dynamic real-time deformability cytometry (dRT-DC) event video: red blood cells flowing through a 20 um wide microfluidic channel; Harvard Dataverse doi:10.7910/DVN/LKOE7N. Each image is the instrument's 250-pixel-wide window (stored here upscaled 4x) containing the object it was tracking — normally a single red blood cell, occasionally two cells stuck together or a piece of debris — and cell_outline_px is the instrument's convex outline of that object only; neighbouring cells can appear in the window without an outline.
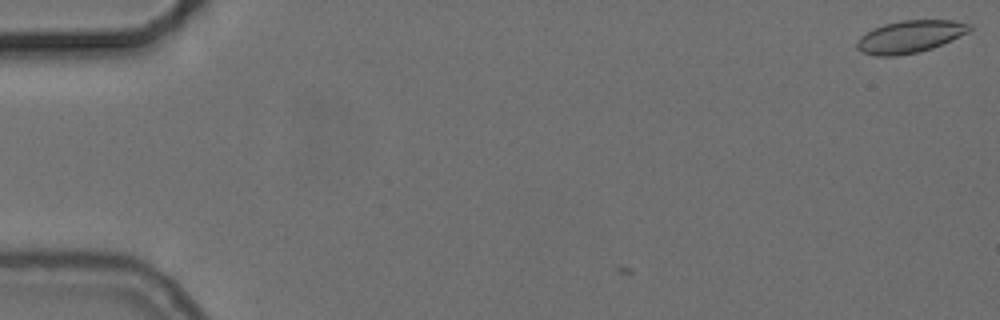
{"species": "common noctule bat (a hibernating species)", "species_latin": "Nyctalus noctula", "temperature_condition": "cold", "stored_images_in_passage": 3, "camera_frame_rate_fps": 3000, "um_per_image_px": 0.085, "animal": {"sex": "female", "body_mass_g": 24.6, "forearm_length_mm": 56.2}, "frame": {"image": 1, "passage_image": 3, "time_ms": 0.667, "image_size_px": [1000, 320], "cell_outline_px": [[972, 28], [968, 32], [952, 40], [932, 48], [920, 52], [896, 56], [876, 56], [864, 52], [856, 48], [856, 40], [860, 36], [884, 24], [900, 20], [952, 20], [972, 24]], "centroid_in_image_um": [77.36, 3.11], "position_along_channel_um": 7.6, "area_um2": 21.21}}